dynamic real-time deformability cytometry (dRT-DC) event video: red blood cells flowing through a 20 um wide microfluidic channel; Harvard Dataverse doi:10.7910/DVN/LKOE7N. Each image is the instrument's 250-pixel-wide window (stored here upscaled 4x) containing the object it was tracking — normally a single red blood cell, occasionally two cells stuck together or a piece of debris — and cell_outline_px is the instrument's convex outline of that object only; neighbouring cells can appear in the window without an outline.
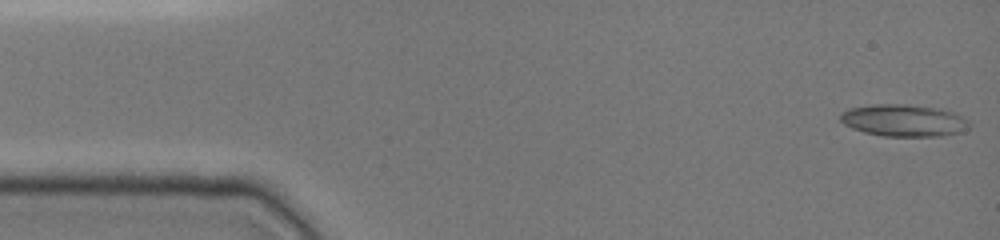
{"species": "common noctule bat (a hibernating species)", "species_latin": "Nyctalus noctula", "temperature_condition": "cold", "stored_images_in_passage": 47, "camera_frame_rate_fps": 3000, "um_per_image_px": 0.085, "animal": {"sex": "female", "body_mass_g": 19.0, "forearm_length_mm": 51.5}, "frame": {"image": 1, "passage_image": 1, "time_ms": 0.0, "image_size_px": [1000, 240], "cell_outline_px": [[972, 124], [964, 132], [940, 136], [884, 136], [864, 132], [852, 128], [844, 124], [840, 120], [840, 112], [848, 108], [872, 104], [908, 104], [940, 108], [956, 112], [968, 120]], "centroid_in_image_um": [76.85, 10.23], "position_along_channel_um": 8.1, "area_um2": 24.51}}
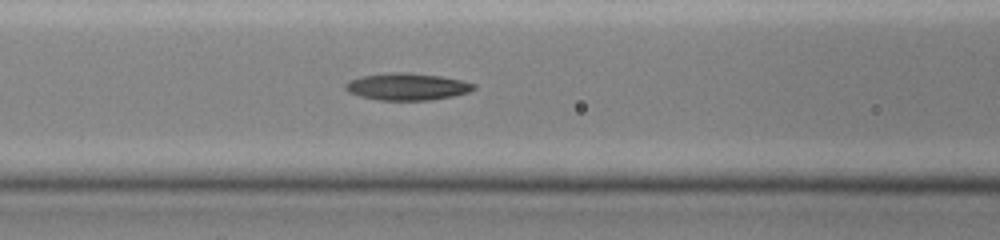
{"frame": {"image": 2, "passage_image": 19, "time_ms": 6.0, "image_size_px": [1000, 240], "cell_outline_px": [[476, 88], [468, 92], [452, 96], [428, 100], [380, 100], [360, 96], [348, 92], [344, 88], [344, 84], [348, 80], [360, 76], [392, 72], [408, 72], [440, 76], [464, 80], [476, 84]], "centroid_in_image_um": [34.59, 7.35], "position_along_channel_um": 132.0, "area_um2": 20.35}}
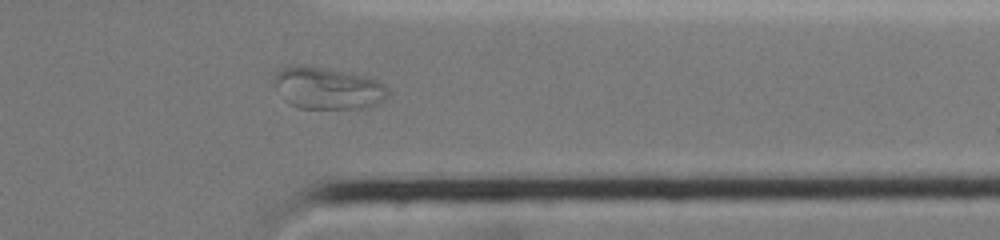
{"frame": {"image": 3, "passage_image": 38, "time_ms": 12.333, "image_size_px": [1000, 240], "cell_outline_px": [[388, 96], [384, 100], [368, 108], [300, 108], [288, 104], [284, 100], [272, 80], [272, 76], [280, 68], [300, 64], [344, 72], [364, 76], [376, 80], [384, 84], [388, 88]], "centroid_in_image_um": [27.82, 7.5], "position_along_channel_um": 383.6, "area_um2": 27.86}, "authors_computed_cell_mechanics": {"area_um2": 20.9236, "velocity_mm_per_s": 3.9666, "shape_relaxation_time_tau1_ms": null, "shape_relaxation_time_tau2_ms": 2.2491, "deformation_change_tau1": null, "deformation_change_tau2": 0.0591}}